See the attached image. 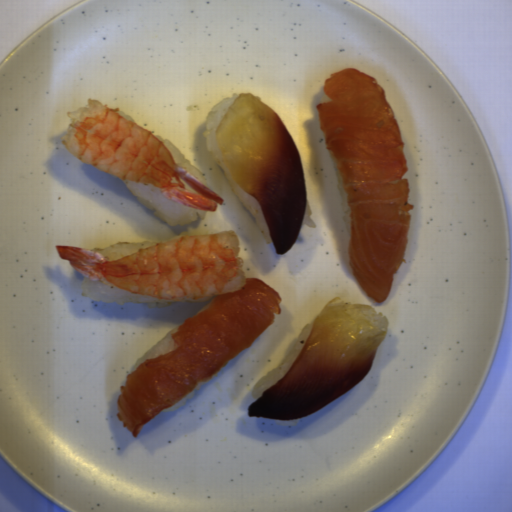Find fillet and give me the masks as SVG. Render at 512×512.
<instances>
[{"label": "fillet", "instance_id": "obj_1", "mask_svg": "<svg viewBox=\"0 0 512 512\" xmlns=\"http://www.w3.org/2000/svg\"><path fill=\"white\" fill-rule=\"evenodd\" d=\"M322 89L330 100L315 108L346 194L352 275L373 302L382 303L405 261L415 208L404 139L375 77L346 68L332 72Z\"/></svg>", "mask_w": 512, "mask_h": 512}, {"label": "fillet", "instance_id": "obj_2", "mask_svg": "<svg viewBox=\"0 0 512 512\" xmlns=\"http://www.w3.org/2000/svg\"><path fill=\"white\" fill-rule=\"evenodd\" d=\"M282 296L256 277L241 289L214 295L171 333V352L144 360L117 396L118 421L137 437L158 414L208 382L281 316Z\"/></svg>", "mask_w": 512, "mask_h": 512}, {"label": "fillet", "instance_id": "obj_3", "mask_svg": "<svg viewBox=\"0 0 512 512\" xmlns=\"http://www.w3.org/2000/svg\"><path fill=\"white\" fill-rule=\"evenodd\" d=\"M388 327L369 304L330 298L287 373L247 407L248 418L288 422L322 410L364 379Z\"/></svg>", "mask_w": 512, "mask_h": 512}, {"label": "fillet", "instance_id": "obj_4", "mask_svg": "<svg viewBox=\"0 0 512 512\" xmlns=\"http://www.w3.org/2000/svg\"><path fill=\"white\" fill-rule=\"evenodd\" d=\"M236 186L255 199L277 255L289 251L304 221L307 191L296 142L275 111L251 93L238 95L215 132Z\"/></svg>", "mask_w": 512, "mask_h": 512}]
</instances>
